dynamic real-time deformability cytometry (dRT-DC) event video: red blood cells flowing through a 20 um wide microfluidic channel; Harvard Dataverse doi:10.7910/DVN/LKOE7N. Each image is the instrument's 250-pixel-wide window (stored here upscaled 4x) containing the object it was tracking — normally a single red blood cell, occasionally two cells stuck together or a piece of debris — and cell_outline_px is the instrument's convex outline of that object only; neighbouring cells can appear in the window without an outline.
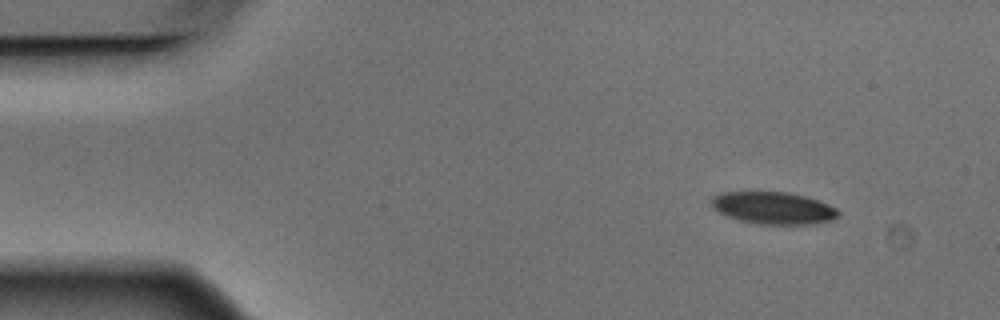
{"species": "Egyptian fruit bat (a non-hibernating species)", "species_latin": "Rousettus aegyptiacus", "temperature_condition": "warm", "stored_images_in_passage": 7, "camera_frame_rate_fps": 3000, "um_per_image_px": 0.085, "animal": {"sex": "male"}, "frame": {"image": 1, "passage_image": 1, "time_ms": 0.0, "image_size_px": [1000, 320], "cell_outline_px": [[840, 212], [832, 220], [812, 224], [760, 224], [740, 220], [728, 216], [712, 208], [712, 196], [720, 192], [788, 192], [804, 196], [828, 204], [836, 208]], "centroid_in_image_um": [65.72, 17.67], "position_along_channel_um": 19.3, "area_um2": 23.58}}
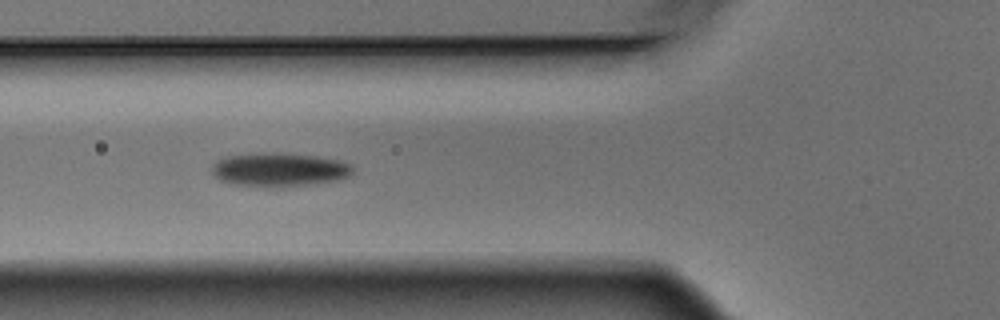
{"frame": {"image": 2, "passage_image": 5, "time_ms": 1.333, "image_size_px": [1000, 320], "cell_outline_px": [[356, 168], [348, 176], [340, 180], [308, 184], [232, 184], [220, 180], [212, 176], [212, 164], [216, 160], [228, 156], [276, 152], [316, 156], [340, 160], [352, 164]], "centroid_in_image_um": [23.78, 14.37], "position_along_channel_um": 102.0, "area_um2": 26.88}}
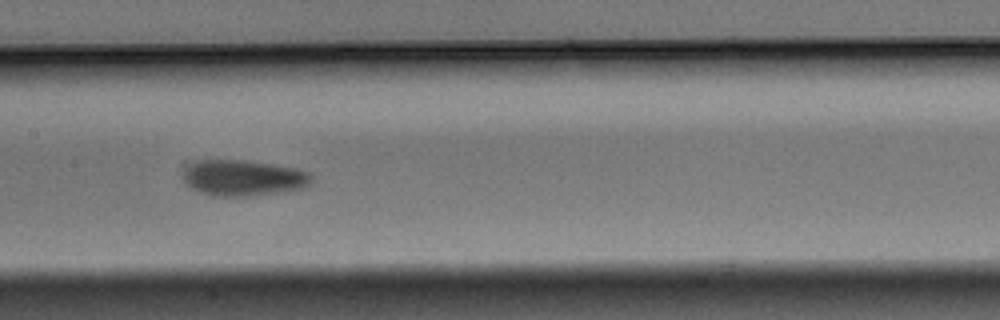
{"frame": {"image": 3, "passage_image": 7, "time_ms": 2.0, "image_size_px": [1000, 320], "cell_outline_px": [[312, 180], [304, 188], [248, 196], [216, 196], [200, 192], [192, 188], [184, 180], [180, 172], [196, 160], [244, 160], [296, 168], [308, 172], [312, 176]], "centroid_in_image_um": [20.64, 15.11], "position_along_channel_um": 186.8, "area_um2": 26.7}}